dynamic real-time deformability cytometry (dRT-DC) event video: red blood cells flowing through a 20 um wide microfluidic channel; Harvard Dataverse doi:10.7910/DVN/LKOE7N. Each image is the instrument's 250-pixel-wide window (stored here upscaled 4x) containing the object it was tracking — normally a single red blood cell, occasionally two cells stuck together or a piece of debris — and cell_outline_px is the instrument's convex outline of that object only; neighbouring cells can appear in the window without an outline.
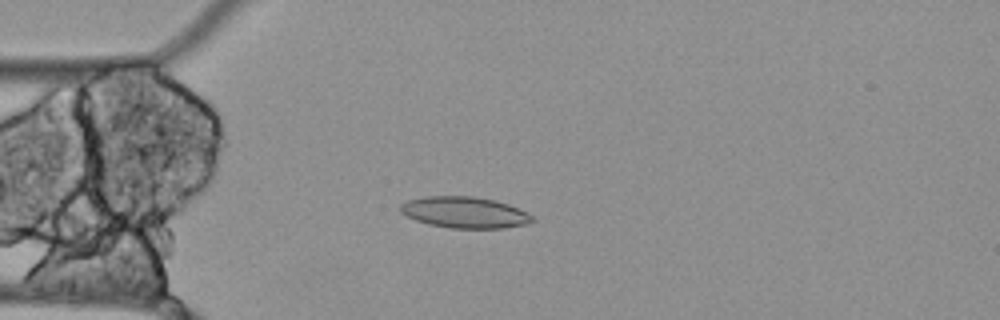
{"species": "Egyptian fruit bat (a non-hibernating species)", "species_latin": "Rousettus aegyptiacus", "temperature_condition": "cold", "stored_images_in_passage": 53, "camera_frame_rate_fps": 3000, "um_per_image_px": 0.085, "animal": {"sex": "female"}, "frame": {"image": 1, "passage_image": 11, "time_ms": 3.333, "image_size_px": [1000, 320], "cell_outline_px": [[536, 220], [528, 224], [504, 228], [448, 228], [428, 224], [416, 220], [400, 212], [400, 204], [408, 200], [428, 196], [472, 196], [492, 200], [508, 204], [528, 212], [536, 216]], "centroid_in_image_um": [39.54, 18.06], "position_along_channel_um": 45.5, "area_um2": 24.16}}
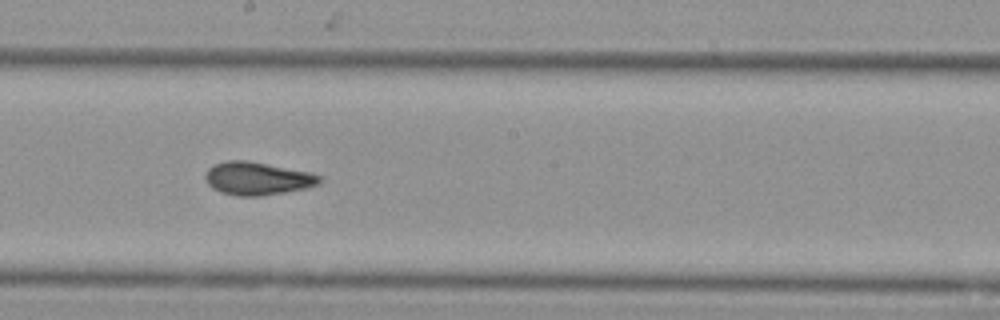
{"frame": {"image": 2, "passage_image": 27, "time_ms": 8.667, "image_size_px": [1000, 320], "cell_outline_px": [[324, 180], [320, 184], [308, 188], [260, 196], [236, 196], [220, 192], [212, 188], [208, 184], [204, 176], [208, 168], [212, 164], [228, 160], [244, 160], [312, 172], [320, 176]], "centroid_in_image_um": [21.89, 15.17], "position_along_channel_um": 226.3, "area_um2": 22.2}}
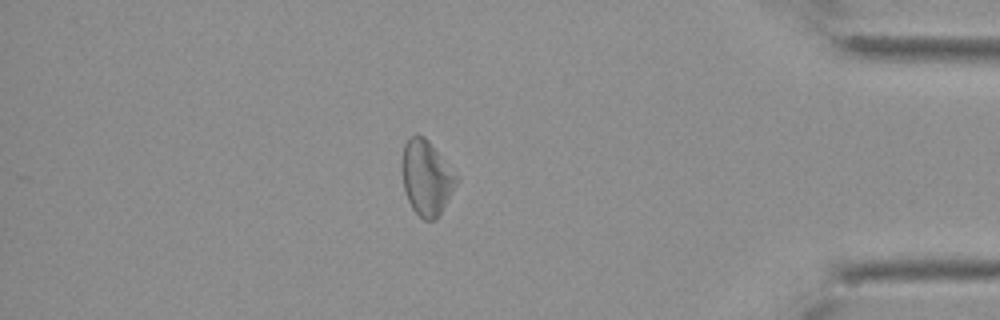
{"frame": {"image": 3, "passage_image": 45, "time_ms": 14.667, "image_size_px": [1000, 320], "cell_outline_px": [[460, 180], [436, 220], [424, 220], [412, 208], [408, 200], [404, 188], [404, 144], [412, 136], [424, 136], [428, 140], [460, 176]], "centroid_in_image_um": [36.33, 15.13], "position_along_channel_um": 398.9, "area_um2": 23.41}, "authors_computed_cell_mechanics": {"area_um2": 23.409, "velocity_mm_per_s": 3.4631, "shape_relaxation_time_tau1_ms": null, "shape_relaxation_time_tau2_ms": 4.2361, "deformation_change_tau1": null, "deformation_change_tau2": 0.1385}}